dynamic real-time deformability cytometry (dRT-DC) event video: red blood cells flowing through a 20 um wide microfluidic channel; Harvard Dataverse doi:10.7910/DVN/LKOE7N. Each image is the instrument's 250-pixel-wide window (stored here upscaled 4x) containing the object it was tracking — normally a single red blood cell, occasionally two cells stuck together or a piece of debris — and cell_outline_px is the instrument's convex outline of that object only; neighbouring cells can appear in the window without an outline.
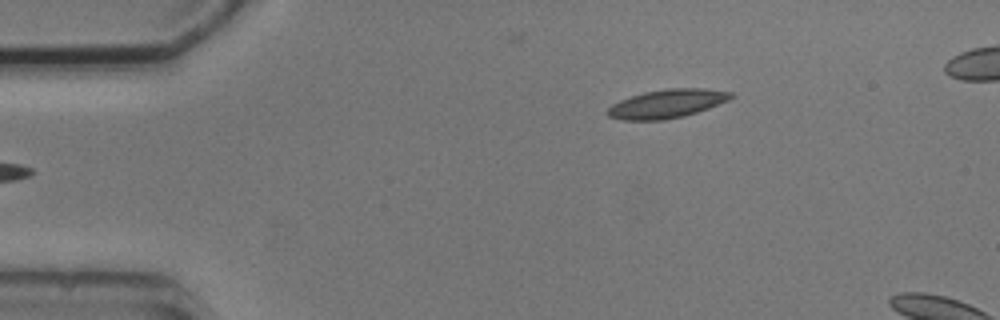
{"species": "common noctule bat (a hibernating species)", "species_latin": "Nyctalus noctula", "temperature_condition": "cold", "stored_images_in_passage": 3, "camera_frame_rate_fps": 3000, "um_per_image_px": 0.085, "animal": {"sex": "male", "body_mass_g": 20.5, "forearm_length_mm": 52.5}, "frame": {"image": 1, "passage_image": 1, "time_ms": 0.0, "image_size_px": [1000, 320], "cell_outline_px": [[736, 96], [728, 100], [708, 108], [684, 116], [664, 120], [624, 120], [608, 116], [604, 112], [612, 104], [620, 100], [644, 92], [668, 88], [704, 88], [732, 92]], "centroid_in_image_um": [56.69, 8.81], "position_along_channel_um": 28.3, "area_um2": 20.58}}